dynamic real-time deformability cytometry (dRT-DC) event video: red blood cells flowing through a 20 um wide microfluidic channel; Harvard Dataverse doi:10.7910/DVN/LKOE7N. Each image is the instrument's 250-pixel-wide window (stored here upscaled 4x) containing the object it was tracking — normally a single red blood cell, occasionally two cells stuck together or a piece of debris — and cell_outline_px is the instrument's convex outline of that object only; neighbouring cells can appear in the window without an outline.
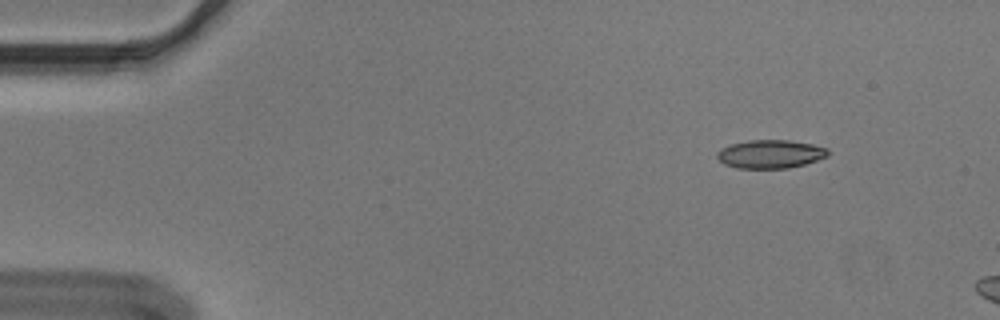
{"species": "Egyptian fruit bat (a non-hibernating species)", "species_latin": "Rousettus aegyptiacus", "temperature_condition": "cold", "stored_images_in_passage": 7, "camera_frame_rate_fps": 3000, "um_per_image_px": 0.085, "animal": {"sex": "male"}, "frame": {"image": 1, "passage_image": 1, "time_ms": 0.0, "image_size_px": [1000, 320], "cell_outline_px": [[828, 156], [804, 164], [788, 168], [736, 168], [724, 164], [716, 156], [716, 152], [720, 148], [732, 144], [748, 140], [788, 140], [812, 144], [828, 148]], "centroid_in_image_um": [65.46, 13.09], "position_along_channel_um": 19.5, "area_um2": 18.32}}